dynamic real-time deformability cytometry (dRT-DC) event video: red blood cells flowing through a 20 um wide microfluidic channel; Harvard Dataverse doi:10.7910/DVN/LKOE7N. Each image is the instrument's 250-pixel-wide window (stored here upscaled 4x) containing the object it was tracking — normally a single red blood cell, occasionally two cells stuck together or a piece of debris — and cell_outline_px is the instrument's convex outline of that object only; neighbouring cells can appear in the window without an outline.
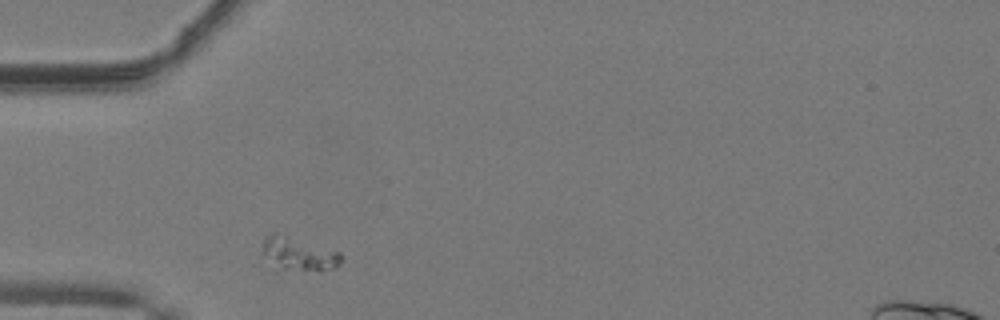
{"species": "common noctule bat (a hibernating species)", "species_latin": "Nyctalus noctula", "temperature_condition": "warm", "stored_images_in_passage": 38, "camera_frame_rate_fps": 3000, "um_per_image_px": 0.085, "animal": {"sex": "male", "body_mass_g": 19.2, "forearm_length_mm": 51.8}, "frame": {"image": 1, "passage_image": 1, "time_ms": 0.0, "image_size_px": [1000, 320], "cell_outline_px": [[344, 256], [340, 264], [332, 268], [284, 268], [264, 252], [264, 236], [268, 232], [276, 232], [340, 252]], "centroid_in_image_um": [25.45, 21.48], "position_along_channel_um": 59.5, "area_um2": 13.99}}
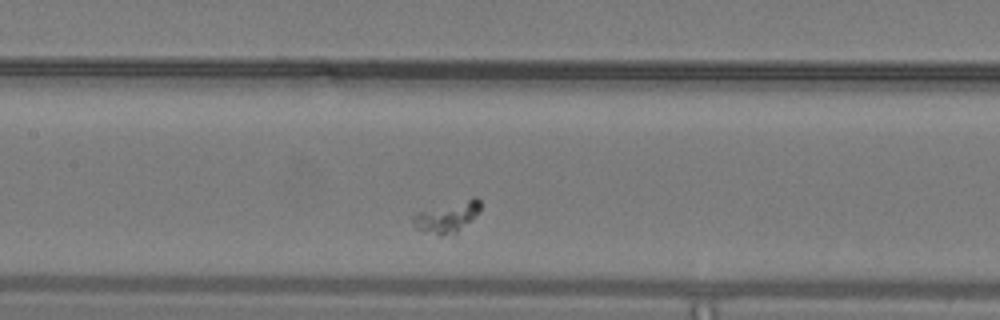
{"frame": {"image": 2, "passage_image": 10, "time_ms": 3.0, "image_size_px": [1000, 320], "cell_outline_px": [[480, 212], [456, 232], [440, 236], [416, 228], [412, 220], [412, 216], [420, 212], [472, 196], [476, 196], [480, 200]], "centroid_in_image_um": [38.06, 18.41], "position_along_channel_um": 169.3, "area_um2": 11.85}}
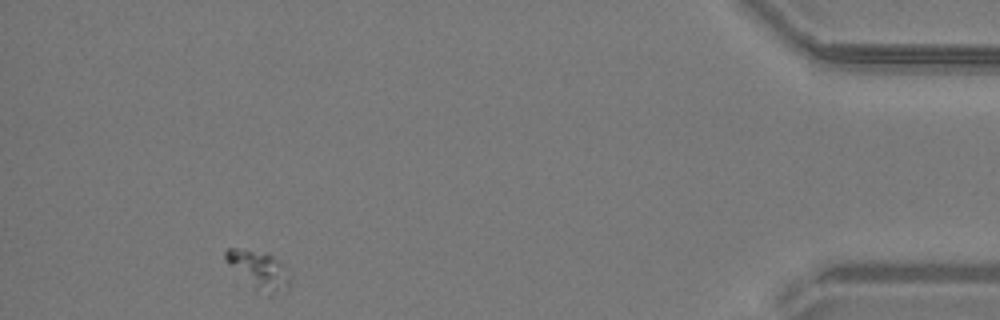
{"frame": {"image": 3, "passage_image": 34, "time_ms": 11.0, "image_size_px": [1000, 320], "cell_outline_px": [[288, 292], [272, 296], [268, 296], [228, 264], [224, 256], [224, 252], [228, 248], [236, 248], [272, 256], [284, 264], [288, 276]], "centroid_in_image_um": [22.06, 22.98], "position_along_channel_um": 413.1, "area_um2": 13.53}}